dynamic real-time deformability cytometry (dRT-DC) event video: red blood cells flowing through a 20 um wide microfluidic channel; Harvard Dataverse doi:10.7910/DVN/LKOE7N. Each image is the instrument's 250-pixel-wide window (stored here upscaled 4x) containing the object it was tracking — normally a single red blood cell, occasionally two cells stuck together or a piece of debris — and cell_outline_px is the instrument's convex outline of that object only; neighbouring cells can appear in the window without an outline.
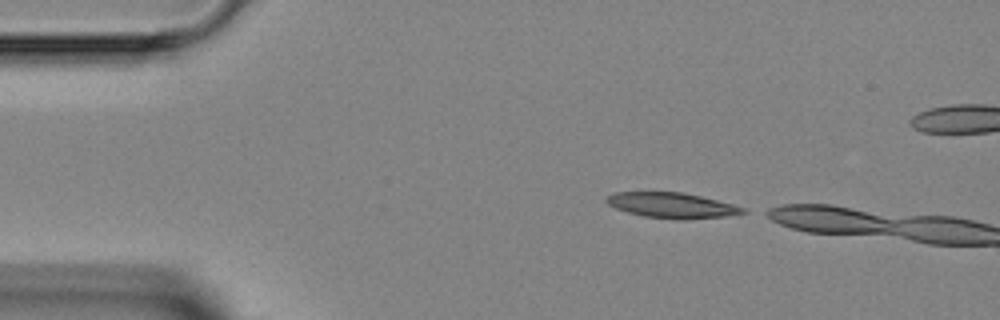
{"species": "Egyptian fruit bat (a non-hibernating species)", "species_latin": "Rousettus aegyptiacus", "temperature_condition": "room temperature", "stored_images_in_passage": 5, "camera_frame_rate_fps": 3000, "um_per_image_px": 0.085, "animal": {"sex": "female"}, "frame": {"image": 1, "passage_image": 1, "time_ms": 0.0, "image_size_px": [1000, 320], "cell_outline_px": [[748, 212], [728, 216], [684, 220], [676, 220], [644, 216], [628, 212], [616, 208], [608, 204], [604, 200], [608, 196], [616, 192], [684, 192], [732, 204], [744, 208]], "centroid_in_image_um": [57.12, 17.46], "position_along_channel_um": 27.9, "area_um2": 20.17}}